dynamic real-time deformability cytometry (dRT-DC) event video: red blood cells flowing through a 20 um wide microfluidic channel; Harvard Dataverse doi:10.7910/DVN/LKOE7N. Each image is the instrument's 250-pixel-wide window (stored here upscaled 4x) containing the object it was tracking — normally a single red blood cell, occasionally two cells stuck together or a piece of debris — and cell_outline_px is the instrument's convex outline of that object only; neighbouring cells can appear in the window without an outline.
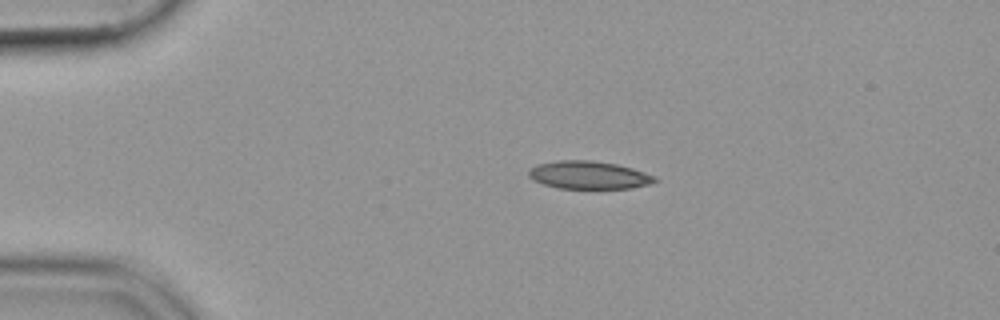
{"species": "common noctule bat (a hibernating species)", "species_latin": "Nyctalus noctula", "temperature_condition": "cold", "stored_images_in_passage": 45, "camera_frame_rate_fps": 3000, "um_per_image_px": 0.085, "animal": {"sex": "female", "body_mass_g": 19.9}, "frame": {"image": 1, "passage_image": 10, "time_ms": 3.0, "image_size_px": [1000, 320], "cell_outline_px": [[660, 180], [652, 184], [632, 188], [556, 188], [532, 180], [528, 176], [528, 172], [536, 164], [556, 160], [592, 160], [616, 164], [632, 168], [656, 176]], "centroid_in_image_um": [50.07, 14.88], "position_along_channel_um": 34.9, "area_um2": 20.69}}
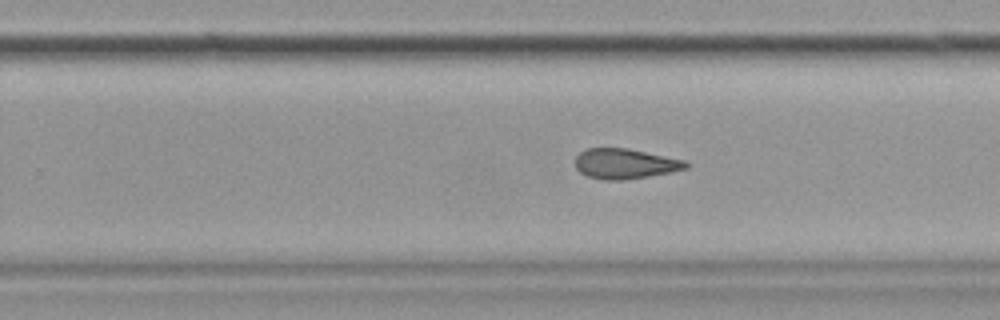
{"frame": {"image": 2, "passage_image": 33, "time_ms": 10.667, "image_size_px": [1000, 320], "cell_outline_px": [[692, 164], [688, 168], [672, 172], [624, 180], [604, 180], [588, 176], [580, 172], [576, 168], [576, 156], [580, 152], [588, 148], [628, 148], [688, 160]], "centroid_in_image_um": [53.2, 13.91], "position_along_channel_um": 276.6, "area_um2": 19.71}}
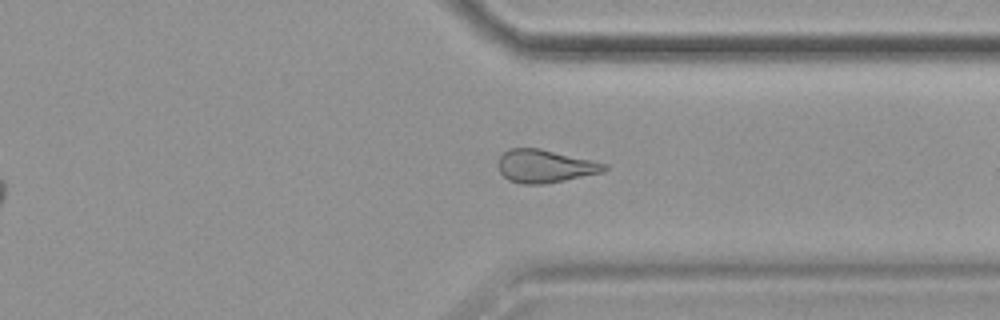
{"frame": {"image": 3, "passage_image": 40, "time_ms": 13.0, "image_size_px": [1000, 320], "cell_outline_px": [[608, 168], [604, 172], [544, 184], [520, 184], [508, 180], [500, 172], [496, 164], [500, 156], [508, 148], [540, 148], [592, 160], [608, 164]], "centroid_in_image_um": [46.3, 14.12], "position_along_channel_um": 365.1, "area_um2": 20.58}}